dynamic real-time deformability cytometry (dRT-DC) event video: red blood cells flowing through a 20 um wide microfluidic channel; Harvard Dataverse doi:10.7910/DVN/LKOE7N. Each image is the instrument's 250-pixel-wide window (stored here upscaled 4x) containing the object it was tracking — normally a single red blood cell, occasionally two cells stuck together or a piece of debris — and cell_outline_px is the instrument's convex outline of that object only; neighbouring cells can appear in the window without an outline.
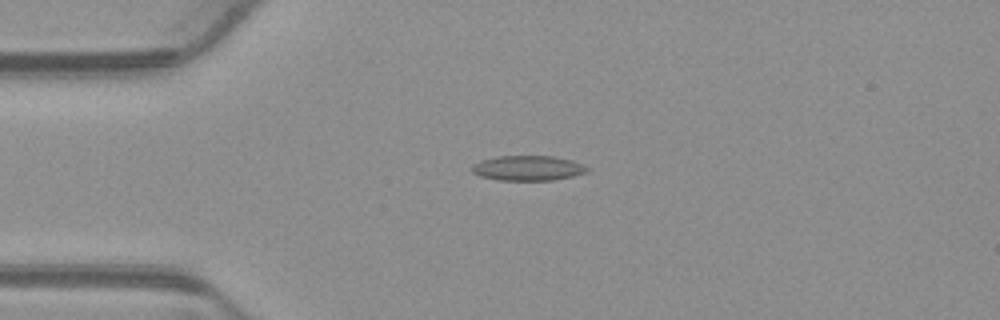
{"species": "common noctule bat (a hibernating species)", "species_latin": "Nyctalus noctula", "temperature_condition": "warm", "stored_images_in_passage": 42, "camera_frame_rate_fps": 3000, "um_per_image_px": 0.085, "animal": {"sex": "male", "body_mass_g": 23.1, "forearm_length_mm": 52.7}, "frame": {"image": 1, "passage_image": 2, "time_ms": 0.333, "image_size_px": [1000, 320], "cell_outline_px": [[592, 168], [588, 172], [572, 176], [552, 180], [496, 180], [480, 176], [472, 172], [468, 168], [472, 164], [480, 160], [496, 156], [556, 156], [572, 160]], "centroid_in_image_um": [44.85, 14.28], "position_along_channel_um": 40.1, "area_um2": 17.11}}
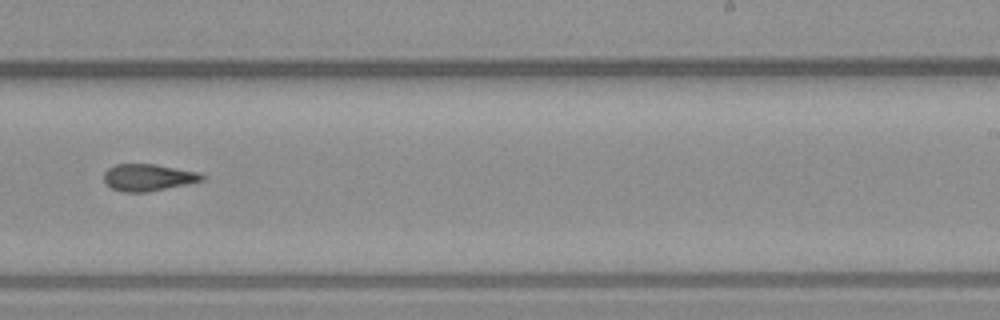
{"frame": {"image": 2, "passage_image": 22, "time_ms": 7.0, "image_size_px": [1000, 320], "cell_outline_px": [[204, 180], [188, 184], [148, 192], [124, 192], [112, 188], [104, 180], [104, 172], [108, 168], [116, 164], [156, 164], [200, 172], [204, 176]], "centroid_in_image_um": [12.62, 15.08], "position_along_channel_um": 276.4, "area_um2": 15.43}}
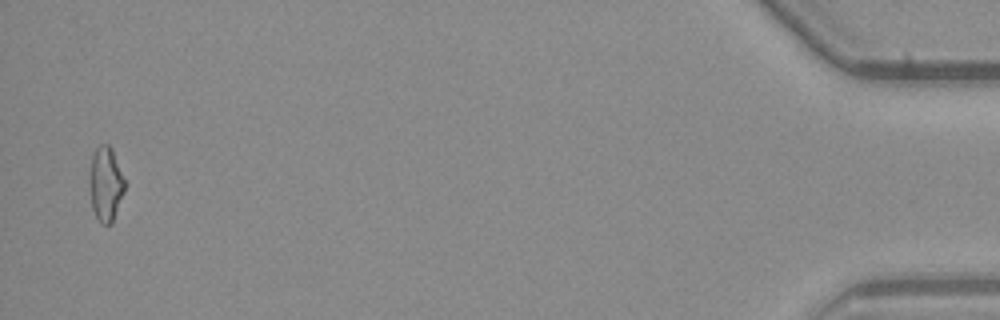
{"frame": {"image": 3, "passage_image": 41, "time_ms": 13.333, "image_size_px": [1000, 320], "cell_outline_px": [[124, 192], [112, 224], [100, 224], [92, 208], [88, 184], [88, 176], [92, 156], [96, 148], [100, 144], [108, 144], [112, 148], [124, 180]], "centroid_in_image_um": [8.95, 15.65], "position_along_channel_um": 426.3, "area_um2": 15.43}, "authors_computed_cell_mechanics": {"area_um2": 15.5193, "velocity_mm_per_s": 3.9009, "shape_relaxation_time_tau1_ms": null, "shape_relaxation_time_tau2_ms": 4.9024, "deformation_change_tau1": null, "deformation_change_tau2": 0.1338}}